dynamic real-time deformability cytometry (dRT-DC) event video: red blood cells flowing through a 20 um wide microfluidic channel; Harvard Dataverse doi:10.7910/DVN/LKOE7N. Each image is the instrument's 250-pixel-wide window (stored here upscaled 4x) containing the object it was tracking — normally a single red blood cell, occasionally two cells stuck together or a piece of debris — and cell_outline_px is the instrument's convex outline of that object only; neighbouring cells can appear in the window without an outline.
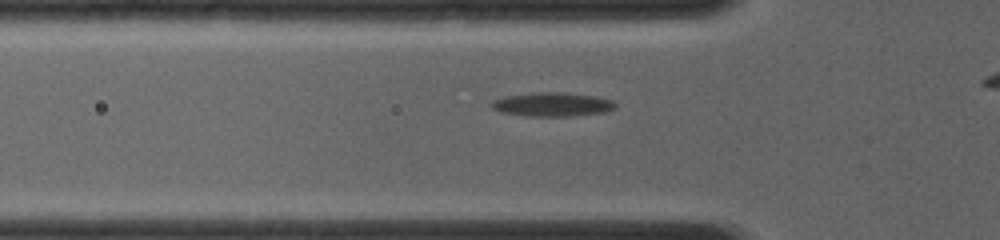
{"species": "common noctule bat (a hibernating species)", "species_latin": "Nyctalus noctula", "temperature_condition": "room temperature", "stored_images_in_passage": 44, "segment_of_instrument_passage": [1, 2], "camera_frame_rate_fps": 4000, "um_per_image_px": 0.085, "animal": {"sex": "female", "body_mass_g": 19.0, "forearm_length_mm": 56.7}, "frame": {"image": 1, "passage_image": 13, "time_ms": 3.25, "image_size_px": [1000, 240], "cell_outline_px": [[616, 108], [604, 112], [568, 116], [524, 116], [500, 112], [492, 108], [492, 100], [504, 96], [540, 92], [564, 92], [596, 96], [612, 100], [616, 104]], "centroid_in_image_um": [46.94, 8.87], "position_along_channel_um": 78.9, "area_um2": 17.28}}
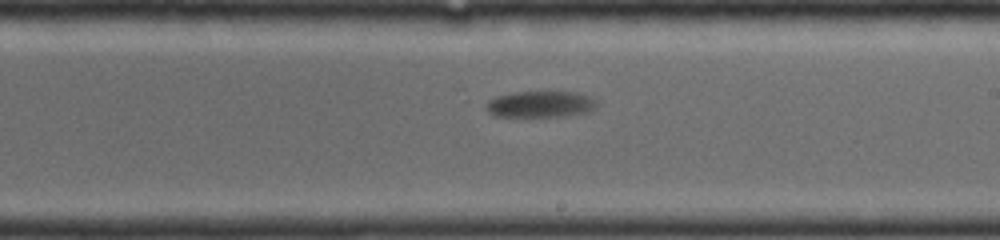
{"frame": {"image": 2, "passage_image": 27, "time_ms": 7.25, "image_size_px": [1000, 240], "cell_outline_px": [[596, 104], [588, 112], [560, 116], [492, 116], [484, 108], [488, 100], [496, 96], [512, 92], [580, 92], [596, 100]], "centroid_in_image_um": [45.87, 8.85], "position_along_channel_um": 243.1, "area_um2": 16.94}}
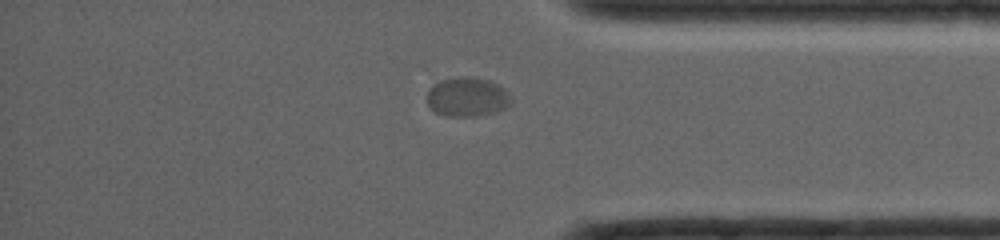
{"frame": {"image": 3, "passage_image": 40, "time_ms": 11.0, "image_size_px": [1000, 240], "cell_outline_px": [[512, 100], [504, 108], [496, 112], [476, 116], [448, 116], [436, 112], [428, 104], [428, 88], [432, 84], [440, 80], [460, 76], [468, 76], [488, 80], [504, 88], [508, 92]], "centroid_in_image_um": [39.7, 8.23], "position_along_channel_um": 395.5, "area_um2": 19.19}}